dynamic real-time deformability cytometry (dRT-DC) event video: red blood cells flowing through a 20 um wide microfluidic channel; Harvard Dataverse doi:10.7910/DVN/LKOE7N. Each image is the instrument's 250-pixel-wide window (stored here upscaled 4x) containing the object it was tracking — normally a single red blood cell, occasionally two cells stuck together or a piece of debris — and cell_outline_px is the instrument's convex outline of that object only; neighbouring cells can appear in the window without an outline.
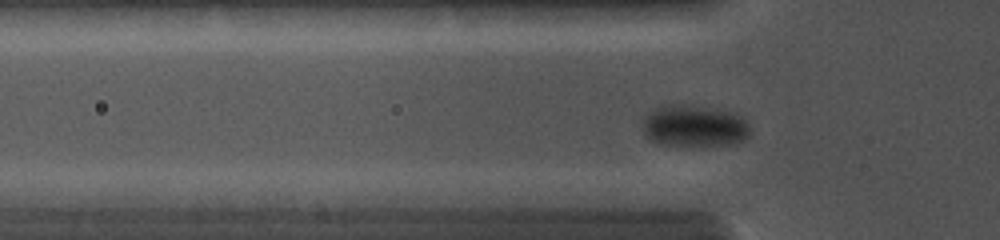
{"species": "common noctule bat (a hibernating species)", "species_latin": "Nyctalus noctula", "temperature_condition": "cold", "stored_images_in_passage": 28, "camera_frame_rate_fps": 5000, "um_per_image_px": 0.085, "animal": {"sex": "female", "body_mass_g": 19.0, "forearm_length_mm": 56.7}, "frame": {"image": 1, "passage_image": 23, "time_ms": 4.2, "image_size_px": [1000, 240], "cell_outline_px": [[748, 136], [744, 140], [736, 144], [700, 148], [688, 148], [656, 144], [648, 140], [644, 132], [644, 116], [648, 112], [660, 104], [688, 104], [732, 112], [740, 116], [748, 124]], "centroid_in_image_um": [58.96, 10.76], "position_along_channel_um": 66.8, "area_um2": 27.34}}